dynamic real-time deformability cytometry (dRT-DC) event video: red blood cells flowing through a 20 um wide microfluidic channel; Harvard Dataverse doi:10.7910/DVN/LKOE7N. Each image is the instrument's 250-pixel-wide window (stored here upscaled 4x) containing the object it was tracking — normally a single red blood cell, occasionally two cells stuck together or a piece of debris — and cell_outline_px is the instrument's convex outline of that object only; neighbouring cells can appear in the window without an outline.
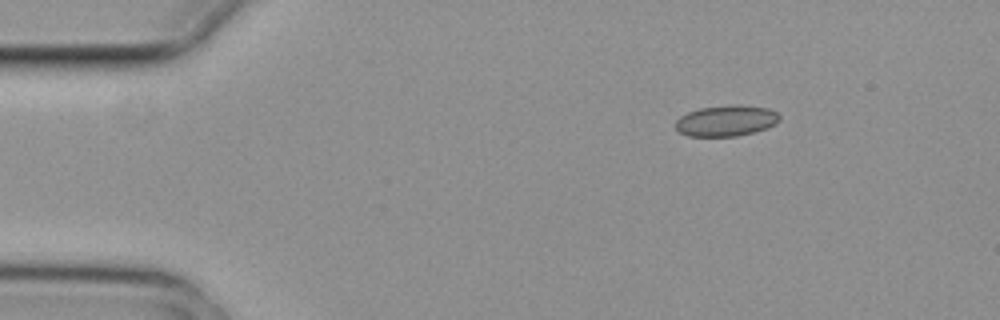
{"species": "common noctule bat (a hibernating species)", "species_latin": "Nyctalus noctula", "temperature_condition": "cold", "stored_images_in_passage": 4, "camera_frame_rate_fps": 3000, "um_per_image_px": 0.085, "animal": {"sex": "female", "body_mass_g": 29.2, "forearm_length_mm": 56.3}, "frame": {"image": 1, "passage_image": 1, "time_ms": 0.0, "image_size_px": [1000, 320], "cell_outline_px": [[780, 120], [776, 124], [752, 132], [736, 136], [688, 136], [680, 132], [676, 128], [676, 120], [680, 116], [688, 112], [700, 108], [732, 104], [740, 104], [768, 108], [776, 112], [780, 116]], "centroid_in_image_um": [61.73, 10.24], "position_along_channel_um": 23.3, "area_um2": 18.73}}
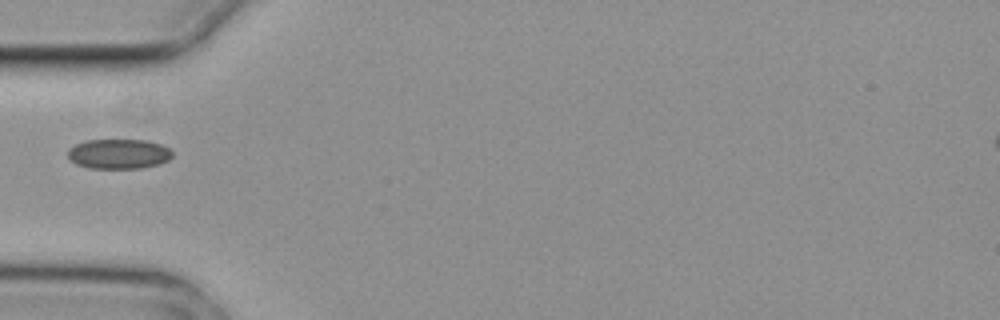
{"frame": {"image": 2, "passage_image": 4, "time_ms": 1.0, "image_size_px": [1000, 320], "cell_outline_px": [[172, 156], [168, 160], [160, 164], [140, 168], [88, 168], [76, 164], [68, 156], [68, 148], [84, 140], [144, 140], [160, 144], [168, 148], [172, 152]], "centroid_in_image_um": [10.08, 13.08], "position_along_channel_um": 74.9, "area_um2": 18.15}}